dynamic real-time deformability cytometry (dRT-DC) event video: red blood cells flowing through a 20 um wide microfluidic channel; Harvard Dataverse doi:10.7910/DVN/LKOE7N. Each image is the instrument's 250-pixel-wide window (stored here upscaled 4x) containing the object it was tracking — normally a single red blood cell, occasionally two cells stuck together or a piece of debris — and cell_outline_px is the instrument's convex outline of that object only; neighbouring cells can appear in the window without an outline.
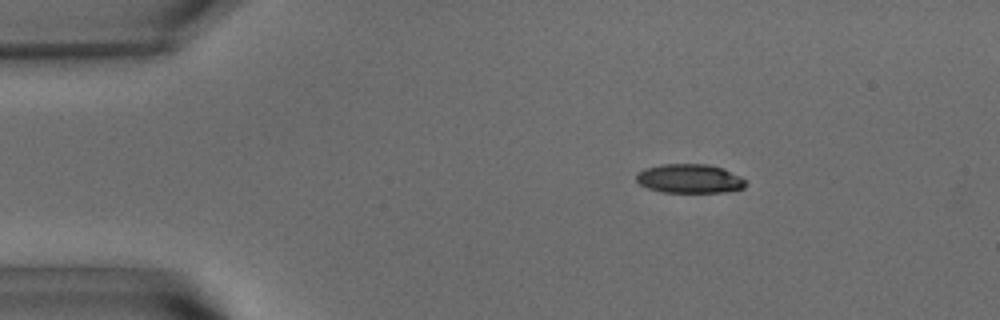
{"species": "common noctule bat (a hibernating species)", "species_latin": "Nyctalus noctula", "temperature_condition": "warm", "stored_images_in_passage": 47, "camera_frame_rate_fps": 3000, "um_per_image_px": 0.085, "animal": {"sex": "male", "body_mass_g": 15.6}, "frame": {"image": 1, "passage_image": 1, "time_ms": 0.0, "image_size_px": [1000, 320], "cell_outline_px": [[748, 184], [744, 188], [724, 192], [664, 192], [648, 188], [640, 184], [636, 180], [636, 176], [644, 168], [660, 164], [708, 164], [724, 168], [740, 176]], "centroid_in_image_um": [58.64, 15.18], "position_along_channel_um": 26.4, "area_um2": 18.55}}
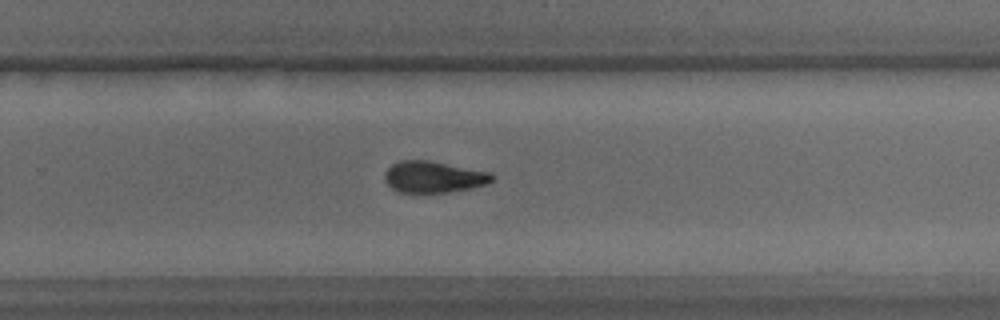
{"frame": {"image": 2, "passage_image": 28, "time_ms": 9.0, "image_size_px": [1000, 320], "cell_outline_px": [[496, 176], [488, 184], [472, 188], [448, 192], [396, 192], [384, 180], [384, 172], [392, 164], [400, 160], [428, 160], [492, 172]], "centroid_in_image_um": [36.87, 15.03], "position_along_channel_um": 292.9, "area_um2": 19.88}}
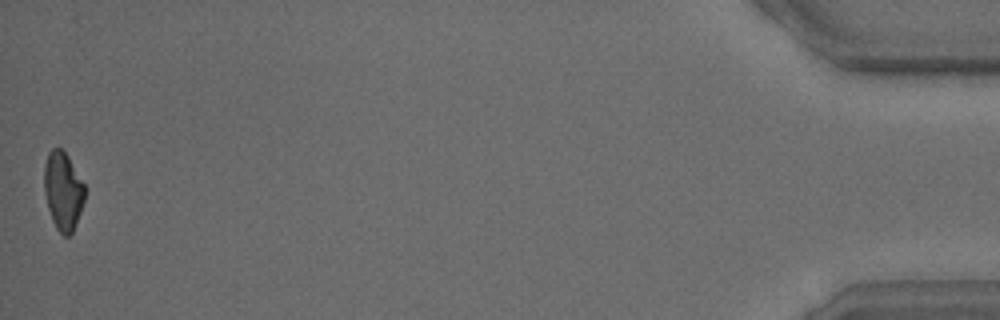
{"frame": {"image": 3, "passage_image": 47, "time_ms": 15.333, "image_size_px": [1000, 320], "cell_outline_px": [[84, 200], [80, 212], [72, 232], [68, 236], [64, 236], [56, 228], [52, 220], [48, 208], [44, 192], [44, 164], [48, 152], [52, 148], [60, 148], [68, 156], [84, 184]], "centroid_in_image_um": [5.33, 16.21], "position_along_channel_um": 429.9, "area_um2": 18.32}, "authors_computed_cell_mechanics": {"area_um2": 19.8254, "velocity_mm_per_s": 3.6595, "shape_relaxation_time_tau1_ms": 4.5923, "shape_relaxation_time_tau2_ms": 4.3395, "deformation_change_tau1": 0.1601, "deformation_change_tau2": 0.1209}}